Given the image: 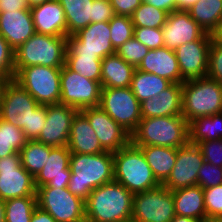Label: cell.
Wrapping results in <instances>:
<instances>
[{
    "instance_id": "obj_1",
    "label": "cell",
    "mask_w": 222,
    "mask_h": 222,
    "mask_svg": "<svg viewBox=\"0 0 222 222\" xmlns=\"http://www.w3.org/2000/svg\"><path fill=\"white\" fill-rule=\"evenodd\" d=\"M69 191L86 201L95 188L114 181L113 153H71Z\"/></svg>"
},
{
    "instance_id": "obj_2",
    "label": "cell",
    "mask_w": 222,
    "mask_h": 222,
    "mask_svg": "<svg viewBox=\"0 0 222 222\" xmlns=\"http://www.w3.org/2000/svg\"><path fill=\"white\" fill-rule=\"evenodd\" d=\"M133 194L112 181L91 191L85 201L86 222H123L132 217Z\"/></svg>"
},
{
    "instance_id": "obj_3",
    "label": "cell",
    "mask_w": 222,
    "mask_h": 222,
    "mask_svg": "<svg viewBox=\"0 0 222 222\" xmlns=\"http://www.w3.org/2000/svg\"><path fill=\"white\" fill-rule=\"evenodd\" d=\"M131 142L135 146L179 148L189 142L188 122L182 115L142 118Z\"/></svg>"
},
{
    "instance_id": "obj_4",
    "label": "cell",
    "mask_w": 222,
    "mask_h": 222,
    "mask_svg": "<svg viewBox=\"0 0 222 222\" xmlns=\"http://www.w3.org/2000/svg\"><path fill=\"white\" fill-rule=\"evenodd\" d=\"M114 181L133 195L159 187L142 150L130 142L113 153Z\"/></svg>"
},
{
    "instance_id": "obj_5",
    "label": "cell",
    "mask_w": 222,
    "mask_h": 222,
    "mask_svg": "<svg viewBox=\"0 0 222 222\" xmlns=\"http://www.w3.org/2000/svg\"><path fill=\"white\" fill-rule=\"evenodd\" d=\"M222 112V84L209 77L182 83V116L189 123Z\"/></svg>"
},
{
    "instance_id": "obj_6",
    "label": "cell",
    "mask_w": 222,
    "mask_h": 222,
    "mask_svg": "<svg viewBox=\"0 0 222 222\" xmlns=\"http://www.w3.org/2000/svg\"><path fill=\"white\" fill-rule=\"evenodd\" d=\"M67 38L35 33L14 51V68L65 65Z\"/></svg>"
},
{
    "instance_id": "obj_7",
    "label": "cell",
    "mask_w": 222,
    "mask_h": 222,
    "mask_svg": "<svg viewBox=\"0 0 222 222\" xmlns=\"http://www.w3.org/2000/svg\"><path fill=\"white\" fill-rule=\"evenodd\" d=\"M61 68L49 66H28L14 68V78L39 105L60 103Z\"/></svg>"
},
{
    "instance_id": "obj_8",
    "label": "cell",
    "mask_w": 222,
    "mask_h": 222,
    "mask_svg": "<svg viewBox=\"0 0 222 222\" xmlns=\"http://www.w3.org/2000/svg\"><path fill=\"white\" fill-rule=\"evenodd\" d=\"M37 206L57 222H86L85 201L73 195L68 187L54 188L47 184L36 190Z\"/></svg>"
},
{
    "instance_id": "obj_9",
    "label": "cell",
    "mask_w": 222,
    "mask_h": 222,
    "mask_svg": "<svg viewBox=\"0 0 222 222\" xmlns=\"http://www.w3.org/2000/svg\"><path fill=\"white\" fill-rule=\"evenodd\" d=\"M99 107L130 134L142 119L140 102L130 87L101 88Z\"/></svg>"
},
{
    "instance_id": "obj_10",
    "label": "cell",
    "mask_w": 222,
    "mask_h": 222,
    "mask_svg": "<svg viewBox=\"0 0 222 222\" xmlns=\"http://www.w3.org/2000/svg\"><path fill=\"white\" fill-rule=\"evenodd\" d=\"M175 217L172 191L160 185L133 195L132 217L135 222H171Z\"/></svg>"
},
{
    "instance_id": "obj_11",
    "label": "cell",
    "mask_w": 222,
    "mask_h": 222,
    "mask_svg": "<svg viewBox=\"0 0 222 222\" xmlns=\"http://www.w3.org/2000/svg\"><path fill=\"white\" fill-rule=\"evenodd\" d=\"M101 84L81 76L70 70L66 65L61 68L60 103L77 109L99 106Z\"/></svg>"
},
{
    "instance_id": "obj_12",
    "label": "cell",
    "mask_w": 222,
    "mask_h": 222,
    "mask_svg": "<svg viewBox=\"0 0 222 222\" xmlns=\"http://www.w3.org/2000/svg\"><path fill=\"white\" fill-rule=\"evenodd\" d=\"M38 106V102L12 79L3 90L0 118L22 129L29 140L30 115Z\"/></svg>"
},
{
    "instance_id": "obj_13",
    "label": "cell",
    "mask_w": 222,
    "mask_h": 222,
    "mask_svg": "<svg viewBox=\"0 0 222 222\" xmlns=\"http://www.w3.org/2000/svg\"><path fill=\"white\" fill-rule=\"evenodd\" d=\"M34 177L21 165L19 153L0 158V198L36 196Z\"/></svg>"
},
{
    "instance_id": "obj_14",
    "label": "cell",
    "mask_w": 222,
    "mask_h": 222,
    "mask_svg": "<svg viewBox=\"0 0 222 222\" xmlns=\"http://www.w3.org/2000/svg\"><path fill=\"white\" fill-rule=\"evenodd\" d=\"M109 22L90 23L76 34L68 36L66 52L94 53L100 59L115 54Z\"/></svg>"
},
{
    "instance_id": "obj_15",
    "label": "cell",
    "mask_w": 222,
    "mask_h": 222,
    "mask_svg": "<svg viewBox=\"0 0 222 222\" xmlns=\"http://www.w3.org/2000/svg\"><path fill=\"white\" fill-rule=\"evenodd\" d=\"M211 34L206 33L199 40L185 43L174 51L178 60L182 83L207 76Z\"/></svg>"
},
{
    "instance_id": "obj_16",
    "label": "cell",
    "mask_w": 222,
    "mask_h": 222,
    "mask_svg": "<svg viewBox=\"0 0 222 222\" xmlns=\"http://www.w3.org/2000/svg\"><path fill=\"white\" fill-rule=\"evenodd\" d=\"M87 118L105 151L114 153L131 142V134L115 122L101 107L84 108Z\"/></svg>"
},
{
    "instance_id": "obj_17",
    "label": "cell",
    "mask_w": 222,
    "mask_h": 222,
    "mask_svg": "<svg viewBox=\"0 0 222 222\" xmlns=\"http://www.w3.org/2000/svg\"><path fill=\"white\" fill-rule=\"evenodd\" d=\"M204 161L197 144L188 142L177 148L175 165L162 185L171 191L197 185L198 172Z\"/></svg>"
},
{
    "instance_id": "obj_18",
    "label": "cell",
    "mask_w": 222,
    "mask_h": 222,
    "mask_svg": "<svg viewBox=\"0 0 222 222\" xmlns=\"http://www.w3.org/2000/svg\"><path fill=\"white\" fill-rule=\"evenodd\" d=\"M77 109L65 104L46 105V122L36 141L52 147L67 146Z\"/></svg>"
},
{
    "instance_id": "obj_19",
    "label": "cell",
    "mask_w": 222,
    "mask_h": 222,
    "mask_svg": "<svg viewBox=\"0 0 222 222\" xmlns=\"http://www.w3.org/2000/svg\"><path fill=\"white\" fill-rule=\"evenodd\" d=\"M164 47H177L202 38L206 32L191 18L187 11H173L168 14L162 27Z\"/></svg>"
},
{
    "instance_id": "obj_20",
    "label": "cell",
    "mask_w": 222,
    "mask_h": 222,
    "mask_svg": "<svg viewBox=\"0 0 222 222\" xmlns=\"http://www.w3.org/2000/svg\"><path fill=\"white\" fill-rule=\"evenodd\" d=\"M71 152L67 146H50V155L43 169L34 177L36 189L48 185L54 188H66L69 185L71 171L69 168Z\"/></svg>"
},
{
    "instance_id": "obj_21",
    "label": "cell",
    "mask_w": 222,
    "mask_h": 222,
    "mask_svg": "<svg viewBox=\"0 0 222 222\" xmlns=\"http://www.w3.org/2000/svg\"><path fill=\"white\" fill-rule=\"evenodd\" d=\"M36 33L30 8L0 13V35L15 51Z\"/></svg>"
},
{
    "instance_id": "obj_22",
    "label": "cell",
    "mask_w": 222,
    "mask_h": 222,
    "mask_svg": "<svg viewBox=\"0 0 222 222\" xmlns=\"http://www.w3.org/2000/svg\"><path fill=\"white\" fill-rule=\"evenodd\" d=\"M38 34L67 37L65 12L58 0H50L30 8Z\"/></svg>"
},
{
    "instance_id": "obj_23",
    "label": "cell",
    "mask_w": 222,
    "mask_h": 222,
    "mask_svg": "<svg viewBox=\"0 0 222 222\" xmlns=\"http://www.w3.org/2000/svg\"><path fill=\"white\" fill-rule=\"evenodd\" d=\"M142 118L182 115V84L171 83L157 96L140 103Z\"/></svg>"
},
{
    "instance_id": "obj_24",
    "label": "cell",
    "mask_w": 222,
    "mask_h": 222,
    "mask_svg": "<svg viewBox=\"0 0 222 222\" xmlns=\"http://www.w3.org/2000/svg\"><path fill=\"white\" fill-rule=\"evenodd\" d=\"M136 69L153 73L169 80L171 83L182 84L181 72L175 51L166 47L149 50Z\"/></svg>"
},
{
    "instance_id": "obj_25",
    "label": "cell",
    "mask_w": 222,
    "mask_h": 222,
    "mask_svg": "<svg viewBox=\"0 0 222 222\" xmlns=\"http://www.w3.org/2000/svg\"><path fill=\"white\" fill-rule=\"evenodd\" d=\"M67 147L71 153L77 154L105 152L89 121L80 111L73 117Z\"/></svg>"
},
{
    "instance_id": "obj_26",
    "label": "cell",
    "mask_w": 222,
    "mask_h": 222,
    "mask_svg": "<svg viewBox=\"0 0 222 222\" xmlns=\"http://www.w3.org/2000/svg\"><path fill=\"white\" fill-rule=\"evenodd\" d=\"M175 215L191 217L200 222L206 221L203 189L198 186L173 190Z\"/></svg>"
},
{
    "instance_id": "obj_27",
    "label": "cell",
    "mask_w": 222,
    "mask_h": 222,
    "mask_svg": "<svg viewBox=\"0 0 222 222\" xmlns=\"http://www.w3.org/2000/svg\"><path fill=\"white\" fill-rule=\"evenodd\" d=\"M135 67L119 55L112 54L102 59L101 87L128 88L131 85Z\"/></svg>"
},
{
    "instance_id": "obj_28",
    "label": "cell",
    "mask_w": 222,
    "mask_h": 222,
    "mask_svg": "<svg viewBox=\"0 0 222 222\" xmlns=\"http://www.w3.org/2000/svg\"><path fill=\"white\" fill-rule=\"evenodd\" d=\"M137 147L142 150L155 178L162 185L168 179L175 165L177 148L156 145Z\"/></svg>"
},
{
    "instance_id": "obj_29",
    "label": "cell",
    "mask_w": 222,
    "mask_h": 222,
    "mask_svg": "<svg viewBox=\"0 0 222 222\" xmlns=\"http://www.w3.org/2000/svg\"><path fill=\"white\" fill-rule=\"evenodd\" d=\"M65 12L67 37L93 23V0H58Z\"/></svg>"
},
{
    "instance_id": "obj_30",
    "label": "cell",
    "mask_w": 222,
    "mask_h": 222,
    "mask_svg": "<svg viewBox=\"0 0 222 222\" xmlns=\"http://www.w3.org/2000/svg\"><path fill=\"white\" fill-rule=\"evenodd\" d=\"M187 12L206 33L211 34L222 21V0H198Z\"/></svg>"
},
{
    "instance_id": "obj_31",
    "label": "cell",
    "mask_w": 222,
    "mask_h": 222,
    "mask_svg": "<svg viewBox=\"0 0 222 222\" xmlns=\"http://www.w3.org/2000/svg\"><path fill=\"white\" fill-rule=\"evenodd\" d=\"M170 84L171 82L165 78L135 69L130 89L141 103L146 99L157 96Z\"/></svg>"
},
{
    "instance_id": "obj_32",
    "label": "cell",
    "mask_w": 222,
    "mask_h": 222,
    "mask_svg": "<svg viewBox=\"0 0 222 222\" xmlns=\"http://www.w3.org/2000/svg\"><path fill=\"white\" fill-rule=\"evenodd\" d=\"M65 65L81 76L101 84L102 59L94 53L66 52Z\"/></svg>"
},
{
    "instance_id": "obj_33",
    "label": "cell",
    "mask_w": 222,
    "mask_h": 222,
    "mask_svg": "<svg viewBox=\"0 0 222 222\" xmlns=\"http://www.w3.org/2000/svg\"><path fill=\"white\" fill-rule=\"evenodd\" d=\"M189 143L222 139V112L198 117L188 123Z\"/></svg>"
},
{
    "instance_id": "obj_34",
    "label": "cell",
    "mask_w": 222,
    "mask_h": 222,
    "mask_svg": "<svg viewBox=\"0 0 222 222\" xmlns=\"http://www.w3.org/2000/svg\"><path fill=\"white\" fill-rule=\"evenodd\" d=\"M19 154L23 168L35 177L46 164L50 155V146L36 140H28Z\"/></svg>"
},
{
    "instance_id": "obj_35",
    "label": "cell",
    "mask_w": 222,
    "mask_h": 222,
    "mask_svg": "<svg viewBox=\"0 0 222 222\" xmlns=\"http://www.w3.org/2000/svg\"><path fill=\"white\" fill-rule=\"evenodd\" d=\"M27 141L22 129L0 118V158L19 153Z\"/></svg>"
},
{
    "instance_id": "obj_36",
    "label": "cell",
    "mask_w": 222,
    "mask_h": 222,
    "mask_svg": "<svg viewBox=\"0 0 222 222\" xmlns=\"http://www.w3.org/2000/svg\"><path fill=\"white\" fill-rule=\"evenodd\" d=\"M37 207V196H25L5 200L6 222H30Z\"/></svg>"
},
{
    "instance_id": "obj_37",
    "label": "cell",
    "mask_w": 222,
    "mask_h": 222,
    "mask_svg": "<svg viewBox=\"0 0 222 222\" xmlns=\"http://www.w3.org/2000/svg\"><path fill=\"white\" fill-rule=\"evenodd\" d=\"M168 13L152 5L142 2L131 16L134 27L162 28Z\"/></svg>"
},
{
    "instance_id": "obj_38",
    "label": "cell",
    "mask_w": 222,
    "mask_h": 222,
    "mask_svg": "<svg viewBox=\"0 0 222 222\" xmlns=\"http://www.w3.org/2000/svg\"><path fill=\"white\" fill-rule=\"evenodd\" d=\"M111 42L115 50L134 35L131 17L115 15L110 21Z\"/></svg>"
},
{
    "instance_id": "obj_39",
    "label": "cell",
    "mask_w": 222,
    "mask_h": 222,
    "mask_svg": "<svg viewBox=\"0 0 222 222\" xmlns=\"http://www.w3.org/2000/svg\"><path fill=\"white\" fill-rule=\"evenodd\" d=\"M149 49L132 37L122 44L115 53L135 68L139 66Z\"/></svg>"
},
{
    "instance_id": "obj_40",
    "label": "cell",
    "mask_w": 222,
    "mask_h": 222,
    "mask_svg": "<svg viewBox=\"0 0 222 222\" xmlns=\"http://www.w3.org/2000/svg\"><path fill=\"white\" fill-rule=\"evenodd\" d=\"M203 193L206 220L213 217H222V184L204 188Z\"/></svg>"
},
{
    "instance_id": "obj_41",
    "label": "cell",
    "mask_w": 222,
    "mask_h": 222,
    "mask_svg": "<svg viewBox=\"0 0 222 222\" xmlns=\"http://www.w3.org/2000/svg\"><path fill=\"white\" fill-rule=\"evenodd\" d=\"M133 37L149 50L164 47L162 28L134 27Z\"/></svg>"
},
{
    "instance_id": "obj_42",
    "label": "cell",
    "mask_w": 222,
    "mask_h": 222,
    "mask_svg": "<svg viewBox=\"0 0 222 222\" xmlns=\"http://www.w3.org/2000/svg\"><path fill=\"white\" fill-rule=\"evenodd\" d=\"M222 184V167L204 161L198 172L197 185L202 189Z\"/></svg>"
},
{
    "instance_id": "obj_43",
    "label": "cell",
    "mask_w": 222,
    "mask_h": 222,
    "mask_svg": "<svg viewBox=\"0 0 222 222\" xmlns=\"http://www.w3.org/2000/svg\"><path fill=\"white\" fill-rule=\"evenodd\" d=\"M0 76L8 80L14 78V50L0 35Z\"/></svg>"
},
{
    "instance_id": "obj_44",
    "label": "cell",
    "mask_w": 222,
    "mask_h": 222,
    "mask_svg": "<svg viewBox=\"0 0 222 222\" xmlns=\"http://www.w3.org/2000/svg\"><path fill=\"white\" fill-rule=\"evenodd\" d=\"M205 161L222 167V139L201 141L197 143Z\"/></svg>"
},
{
    "instance_id": "obj_45",
    "label": "cell",
    "mask_w": 222,
    "mask_h": 222,
    "mask_svg": "<svg viewBox=\"0 0 222 222\" xmlns=\"http://www.w3.org/2000/svg\"><path fill=\"white\" fill-rule=\"evenodd\" d=\"M207 77L222 84V48L213 43L209 49V61Z\"/></svg>"
},
{
    "instance_id": "obj_46",
    "label": "cell",
    "mask_w": 222,
    "mask_h": 222,
    "mask_svg": "<svg viewBox=\"0 0 222 222\" xmlns=\"http://www.w3.org/2000/svg\"><path fill=\"white\" fill-rule=\"evenodd\" d=\"M46 106L39 105L30 115L29 119V140H36L45 126Z\"/></svg>"
},
{
    "instance_id": "obj_47",
    "label": "cell",
    "mask_w": 222,
    "mask_h": 222,
    "mask_svg": "<svg viewBox=\"0 0 222 222\" xmlns=\"http://www.w3.org/2000/svg\"><path fill=\"white\" fill-rule=\"evenodd\" d=\"M93 23L109 22L115 12L110 4V0H93Z\"/></svg>"
},
{
    "instance_id": "obj_48",
    "label": "cell",
    "mask_w": 222,
    "mask_h": 222,
    "mask_svg": "<svg viewBox=\"0 0 222 222\" xmlns=\"http://www.w3.org/2000/svg\"><path fill=\"white\" fill-rule=\"evenodd\" d=\"M143 0H110L115 15L131 17L133 12L141 5Z\"/></svg>"
},
{
    "instance_id": "obj_49",
    "label": "cell",
    "mask_w": 222,
    "mask_h": 222,
    "mask_svg": "<svg viewBox=\"0 0 222 222\" xmlns=\"http://www.w3.org/2000/svg\"><path fill=\"white\" fill-rule=\"evenodd\" d=\"M25 0H0V13L26 9Z\"/></svg>"
},
{
    "instance_id": "obj_50",
    "label": "cell",
    "mask_w": 222,
    "mask_h": 222,
    "mask_svg": "<svg viewBox=\"0 0 222 222\" xmlns=\"http://www.w3.org/2000/svg\"><path fill=\"white\" fill-rule=\"evenodd\" d=\"M143 2L152 5L158 9H162L168 14L176 11V4L174 0H143Z\"/></svg>"
},
{
    "instance_id": "obj_51",
    "label": "cell",
    "mask_w": 222,
    "mask_h": 222,
    "mask_svg": "<svg viewBox=\"0 0 222 222\" xmlns=\"http://www.w3.org/2000/svg\"><path fill=\"white\" fill-rule=\"evenodd\" d=\"M30 222H57L49 213L41 210L38 206L35 208Z\"/></svg>"
},
{
    "instance_id": "obj_52",
    "label": "cell",
    "mask_w": 222,
    "mask_h": 222,
    "mask_svg": "<svg viewBox=\"0 0 222 222\" xmlns=\"http://www.w3.org/2000/svg\"><path fill=\"white\" fill-rule=\"evenodd\" d=\"M212 43L217 47L222 48V21L217 28L211 33Z\"/></svg>"
},
{
    "instance_id": "obj_53",
    "label": "cell",
    "mask_w": 222,
    "mask_h": 222,
    "mask_svg": "<svg viewBox=\"0 0 222 222\" xmlns=\"http://www.w3.org/2000/svg\"><path fill=\"white\" fill-rule=\"evenodd\" d=\"M198 0H174L176 10L188 11Z\"/></svg>"
},
{
    "instance_id": "obj_54",
    "label": "cell",
    "mask_w": 222,
    "mask_h": 222,
    "mask_svg": "<svg viewBox=\"0 0 222 222\" xmlns=\"http://www.w3.org/2000/svg\"><path fill=\"white\" fill-rule=\"evenodd\" d=\"M171 222H200L194 218L191 217H184V216H178L175 215V217L172 219Z\"/></svg>"
},
{
    "instance_id": "obj_55",
    "label": "cell",
    "mask_w": 222,
    "mask_h": 222,
    "mask_svg": "<svg viewBox=\"0 0 222 222\" xmlns=\"http://www.w3.org/2000/svg\"><path fill=\"white\" fill-rule=\"evenodd\" d=\"M50 0H25L26 6L31 8L33 6L39 5V4H43L45 2H48Z\"/></svg>"
},
{
    "instance_id": "obj_56",
    "label": "cell",
    "mask_w": 222,
    "mask_h": 222,
    "mask_svg": "<svg viewBox=\"0 0 222 222\" xmlns=\"http://www.w3.org/2000/svg\"><path fill=\"white\" fill-rule=\"evenodd\" d=\"M9 80L6 77L0 76V108H1V100H2V94H3V90L6 86V83Z\"/></svg>"
},
{
    "instance_id": "obj_57",
    "label": "cell",
    "mask_w": 222,
    "mask_h": 222,
    "mask_svg": "<svg viewBox=\"0 0 222 222\" xmlns=\"http://www.w3.org/2000/svg\"><path fill=\"white\" fill-rule=\"evenodd\" d=\"M0 222H6L5 221V200H2L0 198Z\"/></svg>"
},
{
    "instance_id": "obj_58",
    "label": "cell",
    "mask_w": 222,
    "mask_h": 222,
    "mask_svg": "<svg viewBox=\"0 0 222 222\" xmlns=\"http://www.w3.org/2000/svg\"><path fill=\"white\" fill-rule=\"evenodd\" d=\"M205 222H222V217H213V218L207 219Z\"/></svg>"
},
{
    "instance_id": "obj_59",
    "label": "cell",
    "mask_w": 222,
    "mask_h": 222,
    "mask_svg": "<svg viewBox=\"0 0 222 222\" xmlns=\"http://www.w3.org/2000/svg\"><path fill=\"white\" fill-rule=\"evenodd\" d=\"M123 222H135V221H133V220H129V221H123Z\"/></svg>"
}]
</instances>
